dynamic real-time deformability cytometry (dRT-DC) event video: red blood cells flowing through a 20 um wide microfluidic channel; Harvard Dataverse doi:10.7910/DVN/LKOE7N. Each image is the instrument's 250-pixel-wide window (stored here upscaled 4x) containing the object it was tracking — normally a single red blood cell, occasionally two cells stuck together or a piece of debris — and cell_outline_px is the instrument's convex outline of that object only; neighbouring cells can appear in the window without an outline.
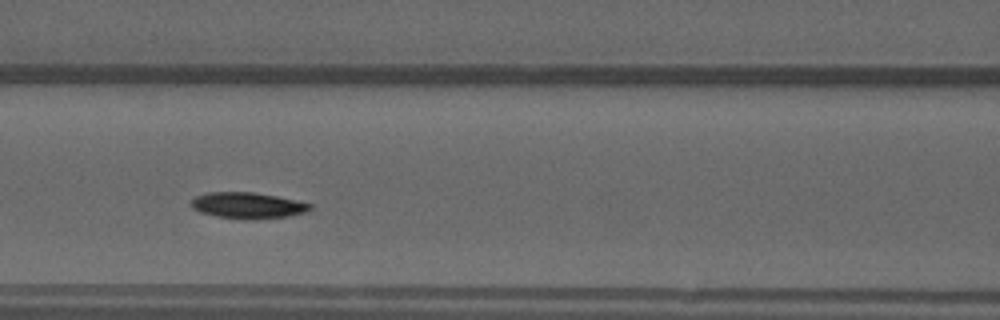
{"species": "common noctule bat (a hibernating species)", "species_latin": "Nyctalus noctula", "temperature_condition": "warm", "stored_images_in_passage": 29, "camera_frame_rate_fps": 3000, "um_per_image_px": 0.085, "animal": {"sex": "male", "forearm_length_mm": 52.5}, "frame": {"image": 1, "passage_image": 9, "time_ms": 2.667, "image_size_px": [1000, 320], "cell_outline_px": [[312, 208], [308, 212], [288, 216], [256, 220], [244, 220], [216, 216], [200, 212], [192, 208], [192, 200], [196, 196], [208, 192], [252, 192], [276, 196], [296, 200], [312, 204]], "centroid_in_image_um": [21.08, 17.48], "position_along_channel_um": 145.5, "area_um2": 18.26}}
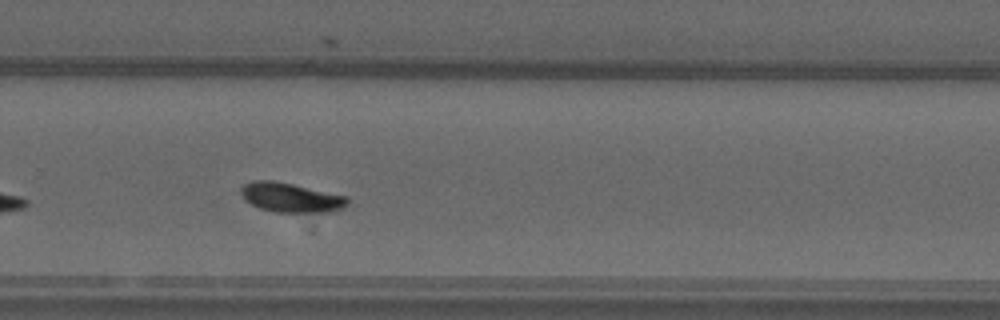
{"frame": {"image": 2, "passage_image": 21, "time_ms": 6.667, "image_size_px": [1000, 320], "cell_outline_px": [[348, 204], [344, 208], [328, 212], [276, 212], [260, 208], [244, 200], [240, 192], [240, 188], [244, 184], [252, 180], [272, 180], [292, 184], [348, 196]], "centroid_in_image_um": [24.71, 16.78], "position_along_channel_um": 305.1, "area_um2": 18.32}, "authors_computed_cell_mechanics": {"area_um2": 18.0336, "velocity_mm_per_s": 4.0083, "shape_relaxation_time_tau1_ms": 5.3109, "shape_relaxation_time_tau2_ms": null, "deformation_change_tau1": 0.1556, "deformation_change_tau2": null}}